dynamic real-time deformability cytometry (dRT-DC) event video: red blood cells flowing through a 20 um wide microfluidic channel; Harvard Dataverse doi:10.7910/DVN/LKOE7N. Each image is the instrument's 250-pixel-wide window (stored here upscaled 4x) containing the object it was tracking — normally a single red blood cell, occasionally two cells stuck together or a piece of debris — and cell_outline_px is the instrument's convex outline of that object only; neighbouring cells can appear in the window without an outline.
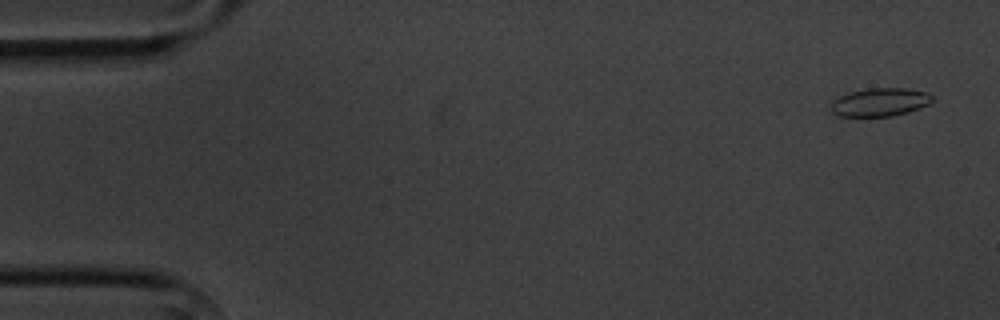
{"species": "common noctule bat (a hibernating species)", "species_latin": "Nyctalus noctula", "temperature_condition": "cold", "stored_images_in_passage": 6, "camera_frame_rate_fps": 3000, "um_per_image_px": 0.085, "animal": {"sex": "male", "body_mass_g": 20.1, "forearm_length_mm": 53.5}, "frame": {"image": 1, "passage_image": 1, "time_ms": 0.0, "image_size_px": [1000, 320], "cell_outline_px": [[932, 100], [928, 104], [920, 108], [908, 112], [892, 116], [840, 116], [832, 112], [832, 104], [840, 96], [852, 92], [868, 88], [904, 88], [924, 92], [932, 96]], "centroid_in_image_um": [74.82, 8.69], "position_along_channel_um": 10.2, "area_um2": 16.3}}
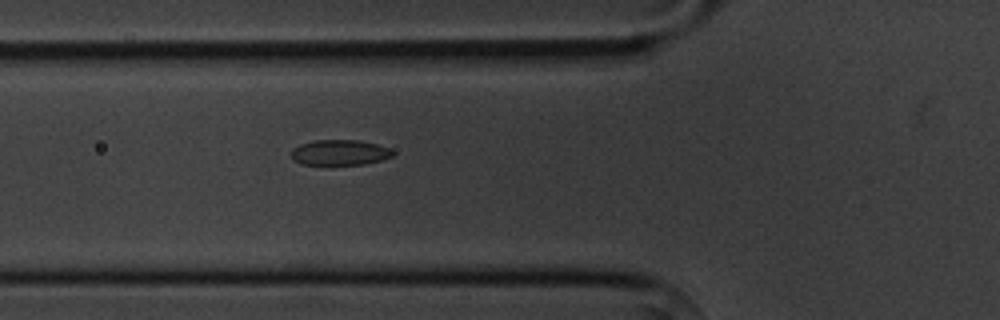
{"frame": {"image": 2, "passage_image": 6, "time_ms": 5.667, "image_size_px": [1000, 320], "cell_outline_px": [[396, 152], [392, 156], [380, 160], [364, 164], [304, 164], [296, 160], [292, 156], [292, 148], [300, 144], [312, 140], [360, 140], [376, 144], [388, 148]], "centroid_in_image_um": [28.9, 12.94], "position_along_channel_um": 96.9, "area_um2": 14.85}}